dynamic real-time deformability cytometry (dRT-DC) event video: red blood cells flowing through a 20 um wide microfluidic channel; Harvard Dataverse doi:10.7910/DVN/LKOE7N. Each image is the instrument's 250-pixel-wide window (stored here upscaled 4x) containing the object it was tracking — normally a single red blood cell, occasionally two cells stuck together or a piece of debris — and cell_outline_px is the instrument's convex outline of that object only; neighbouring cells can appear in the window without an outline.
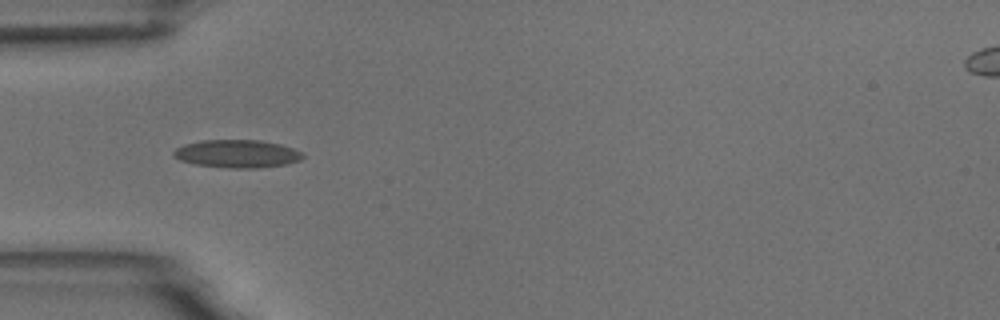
{"species": "common noctule bat (a hibernating species)", "species_latin": "Nyctalus noctula", "temperature_condition": "room temperature", "stored_images_in_passage": 4, "camera_frame_rate_fps": 3000, "um_per_image_px": 0.085, "animal": {"sex": "male", "body_mass_g": 18.8}, "frame": {"image": 1, "passage_image": 4, "time_ms": 3.333, "image_size_px": [1000, 320], "cell_outline_px": [[304, 156], [300, 160], [284, 164], [256, 168], [228, 168], [196, 164], [180, 160], [172, 156], [172, 152], [176, 148], [184, 144], [200, 140], [260, 140], [280, 144], [292, 148], [300, 152]], "centroid_in_image_um": [20.11, 13.06], "position_along_channel_um": 64.9, "area_um2": 20.92}}